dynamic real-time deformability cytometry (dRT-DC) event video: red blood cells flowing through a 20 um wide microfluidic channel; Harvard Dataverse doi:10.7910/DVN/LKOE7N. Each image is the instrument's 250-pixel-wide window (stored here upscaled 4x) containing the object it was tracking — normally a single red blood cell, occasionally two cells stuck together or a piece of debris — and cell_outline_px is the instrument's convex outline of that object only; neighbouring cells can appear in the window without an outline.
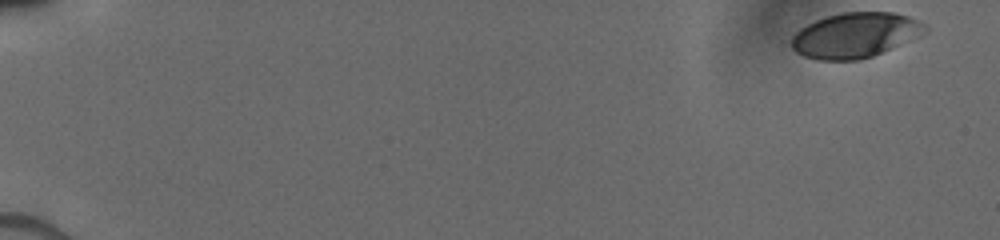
{"species": "human", "species_latin": "Homo sapiens", "temperature_condition": "cold", "stored_images_in_passage": 100, "camera_frame_rate_fps": 3000, "um_per_image_px": 0.085, "donor": {"sex": "male"}, "frame": {"image": 1, "passage_image": 1, "time_ms": 0.0, "image_size_px": [1000, 240], "cell_outline_px": [[928, 32], [872, 56], [860, 60], [816, 60], [804, 56], [796, 52], [792, 48], [792, 36], [800, 28], [816, 20], [828, 16], [844, 12], [896, 12], [908, 16], [924, 24], [928, 28]], "centroid_in_image_um": [72.69, 2.99], "position_along_channel_um": 12.3, "area_um2": 34.91}}
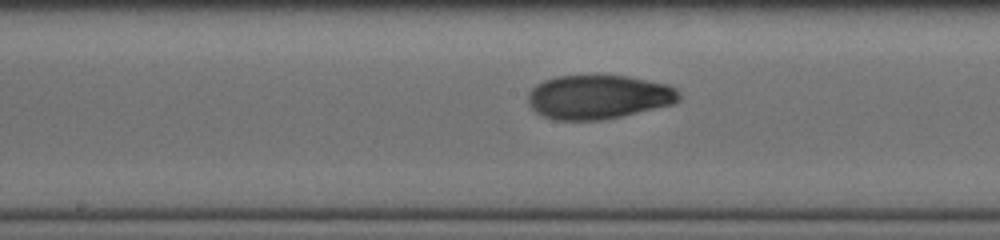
{"frame": {"image": 2, "passage_image": 48, "time_ms": 9.0, "image_size_px": [1000, 240], "cell_outline_px": [[680, 100], [672, 104], [620, 116], [600, 120], [556, 120], [544, 116], [536, 112], [528, 104], [528, 92], [536, 84], [544, 80], [556, 76], [628, 76], [668, 84], [676, 88], [680, 92]], "centroid_in_image_um": [50.86, 8.24], "position_along_channel_um": 197.3, "area_um2": 38.67}}
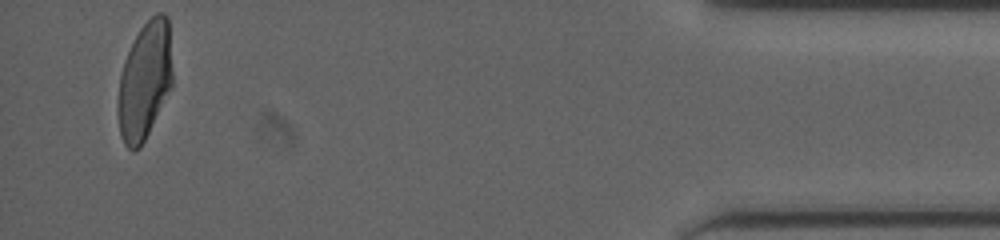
{"frame": {"image": 3, "passage_image": 95, "time_ms": 16.0, "image_size_px": [1000, 240], "cell_outline_px": [[172, 88], [140, 148], [132, 152], [124, 144], [120, 136], [116, 108], [120, 76], [124, 60], [140, 28], [156, 12], [164, 12], [168, 16], [172, 72]], "centroid_in_image_um": [12.29, 6.89], "position_along_channel_um": 422.9, "area_um2": 37.69}}